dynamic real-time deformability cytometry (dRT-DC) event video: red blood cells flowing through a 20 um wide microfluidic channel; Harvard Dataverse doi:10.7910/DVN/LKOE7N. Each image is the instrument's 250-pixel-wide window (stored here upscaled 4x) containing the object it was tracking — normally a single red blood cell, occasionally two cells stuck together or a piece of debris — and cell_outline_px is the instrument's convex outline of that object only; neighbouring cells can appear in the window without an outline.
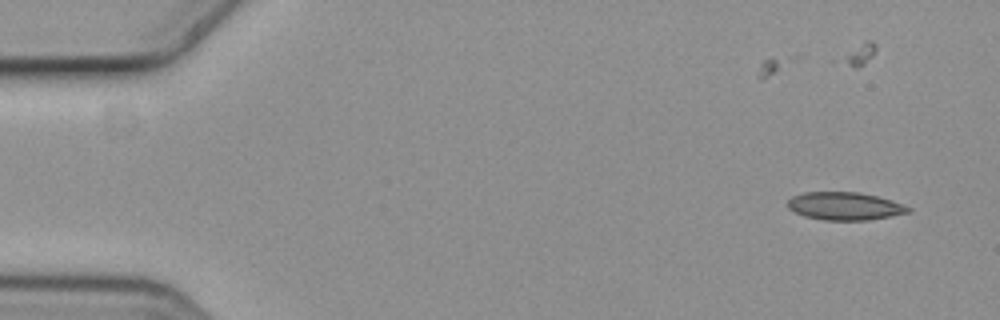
{"species": "common noctule bat (a hibernating species)", "species_latin": "Nyctalus noctula", "temperature_condition": "cold", "stored_images_in_passage": 4, "camera_frame_rate_fps": 3000, "um_per_image_px": 0.085, "animal": {"sex": "female", "body_mass_g": 19.3, "forearm_length_mm": 54.1}, "frame": {"image": 1, "passage_image": 1, "time_ms": 0.0, "image_size_px": [1000, 320], "cell_outline_px": [[912, 212], [892, 216], [868, 220], [824, 220], [804, 216], [788, 208], [788, 200], [792, 196], [804, 192], [856, 192], [876, 196], [892, 200], [904, 204], [912, 208]], "centroid_in_image_um": [71.84, 17.52], "position_along_channel_um": 13.2, "area_um2": 19.65}}
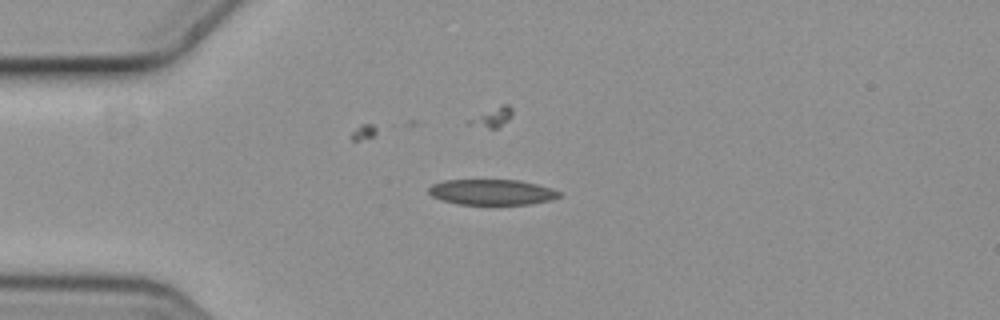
{"frame": {"image": 2, "passage_image": 4, "time_ms": 1.0, "image_size_px": [1000, 320], "cell_outline_px": [[560, 196], [552, 200], [528, 204], [456, 204], [440, 200], [432, 196], [428, 192], [428, 188], [432, 184], [444, 180], [520, 180], [552, 188], [560, 192]], "centroid_in_image_um": [41.78, 16.33], "position_along_channel_um": 43.2, "area_um2": 19.48}}